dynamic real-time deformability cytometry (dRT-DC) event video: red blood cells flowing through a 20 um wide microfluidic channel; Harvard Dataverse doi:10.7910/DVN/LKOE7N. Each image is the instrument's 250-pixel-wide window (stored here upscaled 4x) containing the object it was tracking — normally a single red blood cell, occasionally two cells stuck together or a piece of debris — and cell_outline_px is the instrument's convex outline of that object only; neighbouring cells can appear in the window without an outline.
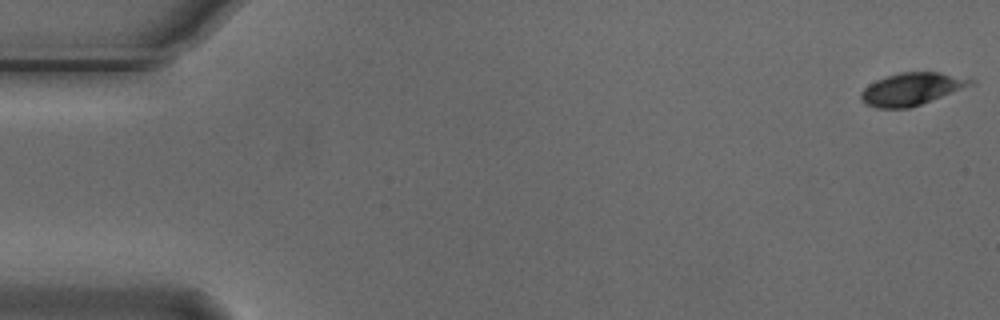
{"species": "Egyptian fruit bat (a non-hibernating species)", "species_latin": "Rousettus aegyptiacus", "temperature_condition": "cold", "stored_images_in_passage": 8, "camera_frame_rate_fps": 3000, "um_per_image_px": 0.085, "animal": {"sex": "male"}, "frame": {"image": 1, "passage_image": 1, "time_ms": 0.0, "image_size_px": [1000, 320], "cell_outline_px": [[976, 84], [920, 104], [908, 108], [876, 108], [868, 104], [860, 96], [860, 92], [868, 84], [876, 80], [900, 72], [940, 72], [976, 80]], "centroid_in_image_um": [77.52, 7.55], "position_along_channel_um": 7.5, "area_um2": 20.52}}